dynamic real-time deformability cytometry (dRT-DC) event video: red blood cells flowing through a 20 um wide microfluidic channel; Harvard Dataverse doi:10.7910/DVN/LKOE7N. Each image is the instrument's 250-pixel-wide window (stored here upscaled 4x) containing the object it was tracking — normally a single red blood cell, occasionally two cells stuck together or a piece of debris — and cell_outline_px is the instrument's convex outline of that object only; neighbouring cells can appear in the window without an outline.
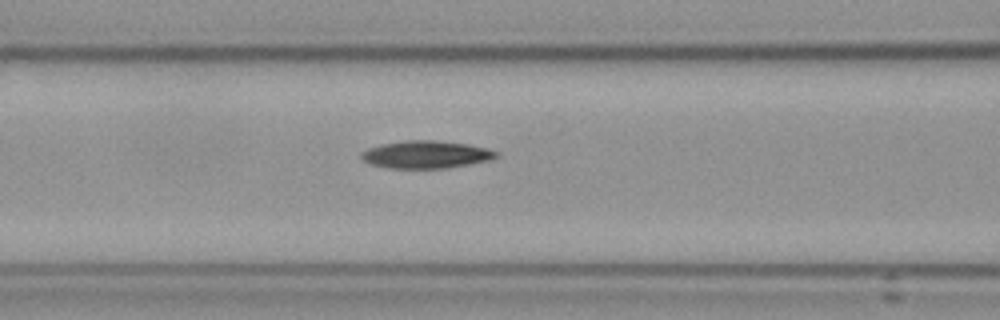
{"species": "Egyptian fruit bat (a non-hibernating species)", "species_latin": "Rousettus aegyptiacus", "temperature_condition": "cold", "stored_images_in_passage": 5, "segment_of_instrument_passage": [2, 2], "camera_frame_rate_fps": 3000, "um_per_image_px": 0.085, "frame": {"image": 1, "passage_image": 5, "time_ms": 4.667, "image_size_px": [1000, 320], "cell_outline_px": [[500, 152], [496, 156], [488, 160], [448, 168], [392, 168], [372, 164], [364, 160], [360, 156], [360, 152], [368, 148], [380, 144], [404, 140], [436, 140], [468, 144], [488, 148]], "centroid_in_image_um": [36.21, 13.12], "position_along_channel_um": 130.4, "area_um2": 21.62}}